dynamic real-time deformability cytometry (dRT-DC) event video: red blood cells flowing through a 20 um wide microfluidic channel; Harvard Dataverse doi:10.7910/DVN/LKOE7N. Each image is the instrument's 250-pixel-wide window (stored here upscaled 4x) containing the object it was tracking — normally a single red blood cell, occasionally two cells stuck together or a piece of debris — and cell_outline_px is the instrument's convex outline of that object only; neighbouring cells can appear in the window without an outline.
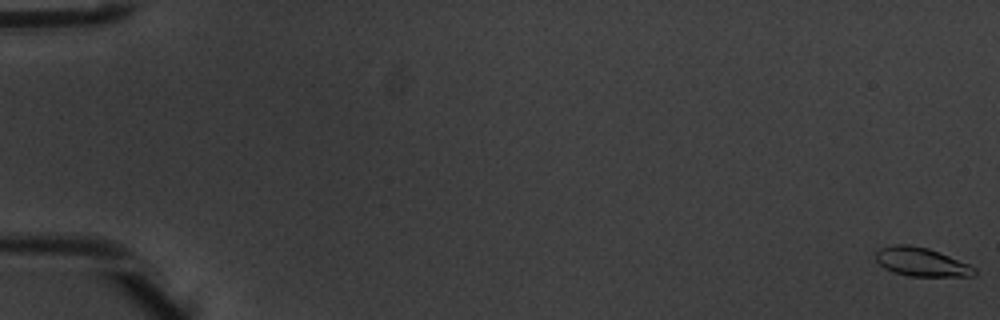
{"species": "common noctule bat (a hibernating species)", "species_latin": "Nyctalus noctula", "temperature_condition": "warm", "stored_images_in_passage": 9, "camera_frame_rate_fps": 3000, "um_per_image_px": 0.085, "animal": {"sex": "male", "body_mass_g": 20.1, "forearm_length_mm": 53.5}, "frame": {"image": 1, "passage_image": 1, "time_ms": 0.0, "image_size_px": [1000, 320], "cell_outline_px": [[976, 272], [972, 276], [908, 276], [892, 272], [884, 268], [876, 260], [876, 252], [880, 248], [896, 244], [908, 244], [928, 248], [968, 264], [976, 268]], "centroid_in_image_um": [78.28, 22.27], "position_along_channel_um": 6.7, "area_um2": 16.36}}
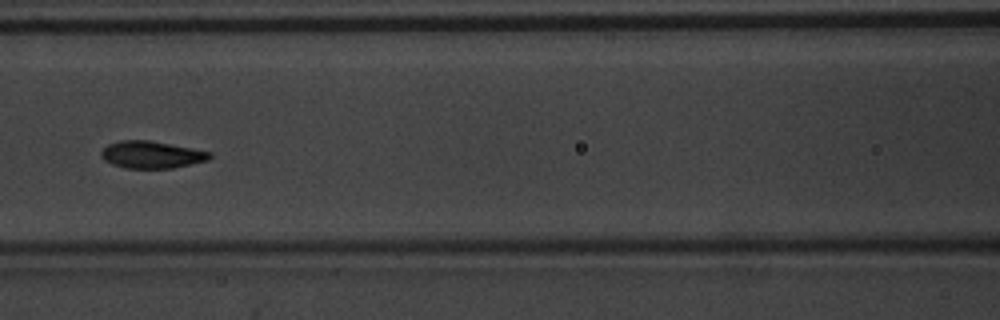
{"frame": {"image": 2, "passage_image": 8, "time_ms": 2.333, "image_size_px": [1000, 320], "cell_outline_px": [[212, 156], [208, 160], [172, 168], [124, 168], [112, 164], [104, 160], [100, 156], [100, 152], [108, 144], [120, 140], [148, 140], [192, 148], [212, 152]], "centroid_in_image_um": [12.86, 13.14], "position_along_channel_um": 153.7, "area_um2": 17.17}}
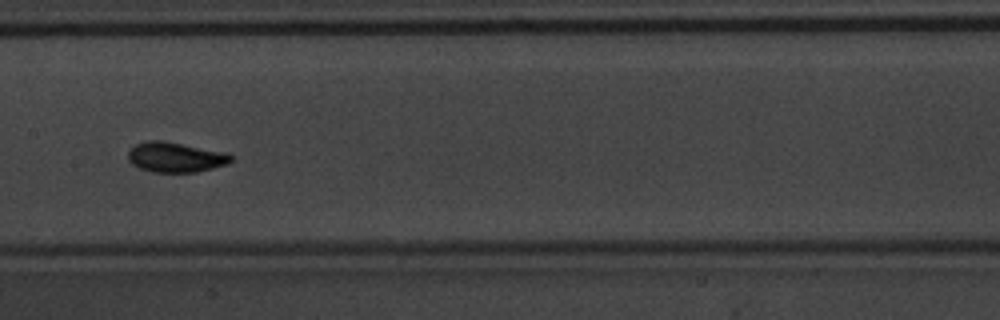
{"frame": {"image": 3, "passage_image": 9, "time_ms": 2.667, "image_size_px": [1000, 320], "cell_outline_px": [[232, 160], [228, 164], [196, 172], [152, 172], [140, 168], [132, 164], [128, 160], [128, 152], [136, 144], [144, 140], [164, 140], [224, 152], [232, 156]], "centroid_in_image_um": [14.89, 13.35], "position_along_channel_um": 192.5, "area_um2": 18.03}}